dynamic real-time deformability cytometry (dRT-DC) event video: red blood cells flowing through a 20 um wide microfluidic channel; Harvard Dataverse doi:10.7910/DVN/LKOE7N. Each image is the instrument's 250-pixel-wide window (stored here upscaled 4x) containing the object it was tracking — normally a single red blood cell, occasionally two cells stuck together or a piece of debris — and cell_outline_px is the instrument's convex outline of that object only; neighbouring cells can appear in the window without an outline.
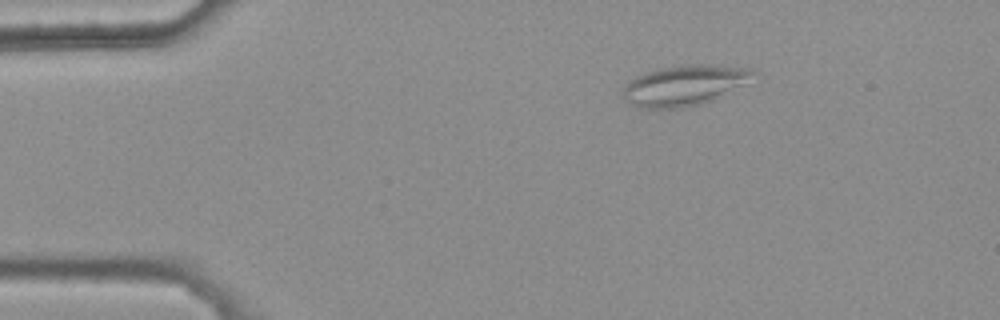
{"species": "common noctule bat (a hibernating species)", "species_latin": "Nyctalus noctula", "temperature_condition": "warm", "stored_images_in_passage": 45, "camera_frame_rate_fps": 3000, "um_per_image_px": 0.085, "animal": {"sex": "female", "body_mass_g": 25.1}, "frame": {"image": 1, "passage_image": 5, "time_ms": 1.333, "image_size_px": [1000, 320], "cell_outline_px": [[760, 72], [716, 100], [700, 104], [676, 108], [640, 108], [628, 104], [624, 100], [624, 84], [628, 80], [644, 72], [656, 68], [680, 64], [720, 64], [756, 68]], "centroid_in_image_um": [58.18, 7.22], "position_along_channel_um": 26.8, "area_um2": 31.39}}
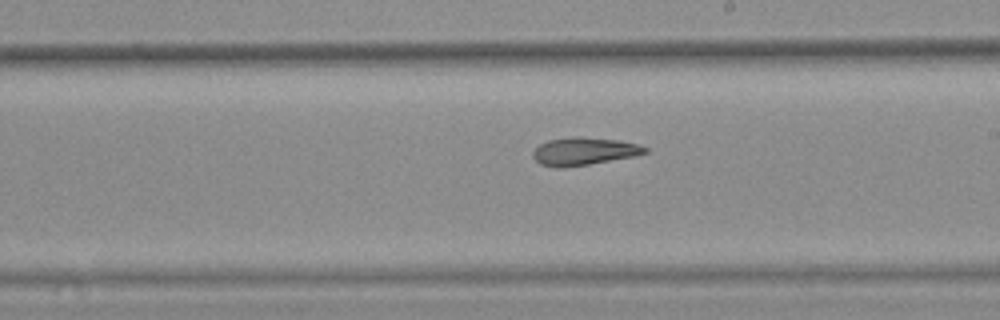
{"frame": {"image": 2, "passage_image": 27, "time_ms": 8.667, "image_size_px": [1000, 320], "cell_outline_px": [[648, 152], [632, 156], [588, 164], [560, 168], [556, 168], [540, 164], [532, 156], [532, 152], [540, 144], [548, 140], [572, 136], [580, 136], [620, 140], [640, 144], [648, 148]], "centroid_in_image_um": [49.62, 12.84], "position_along_channel_um": 239.4, "area_um2": 18.15}}
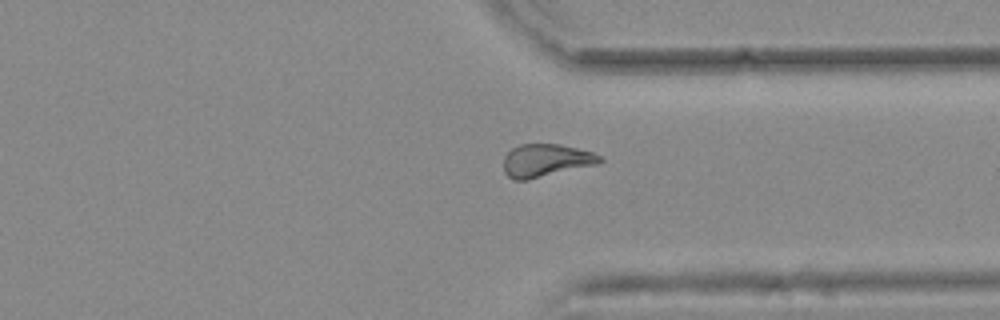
{"frame": {"image": 3, "passage_image": 37, "time_ms": 12.0, "image_size_px": [1000, 320], "cell_outline_px": [[604, 160], [600, 164], [528, 180], [512, 180], [504, 172], [504, 156], [512, 148], [520, 144], [560, 144], [592, 152], [600, 156]], "centroid_in_image_um": [46.41, 13.65], "position_along_channel_um": 365.0, "area_um2": 18.61}, "authors_computed_cell_mechanics": {"area_um2": 18.6116, "velocity_mm_per_s": 3.765, "shape_relaxation_time_tau1_ms": null, "shape_relaxation_time_tau2_ms": 5.0941, "deformation_change_tau1": null, "deformation_change_tau2": 0.1363}}